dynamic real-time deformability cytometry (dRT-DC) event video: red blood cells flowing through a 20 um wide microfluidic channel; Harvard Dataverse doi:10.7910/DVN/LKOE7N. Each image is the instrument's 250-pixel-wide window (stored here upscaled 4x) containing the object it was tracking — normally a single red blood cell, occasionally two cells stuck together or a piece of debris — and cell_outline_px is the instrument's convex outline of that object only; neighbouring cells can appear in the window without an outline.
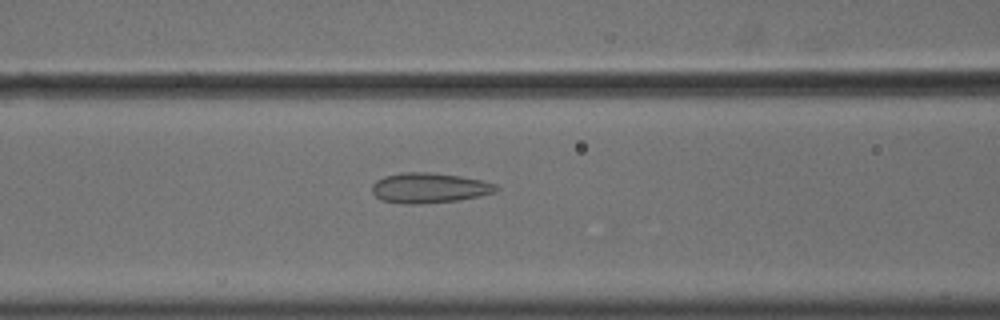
{"species": "common noctule bat (a hibernating species)", "species_latin": "Nyctalus noctula", "temperature_condition": "cold", "stored_images_in_passage": 56, "camera_frame_rate_fps": 3000, "um_per_image_px": 0.085, "animal": {"sex": "male", "body_mass_g": 18.8}, "frame": {"image": 1, "passage_image": 24, "time_ms": 7.667, "image_size_px": [1000, 320], "cell_outline_px": [[500, 188], [496, 192], [480, 196], [460, 200], [420, 204], [400, 204], [380, 200], [372, 192], [372, 184], [376, 180], [384, 176], [404, 172], [428, 172], [460, 176], [480, 180], [496, 184]], "centroid_in_image_um": [36.47, 15.98], "position_along_channel_um": 130.1, "area_um2": 22.02}}
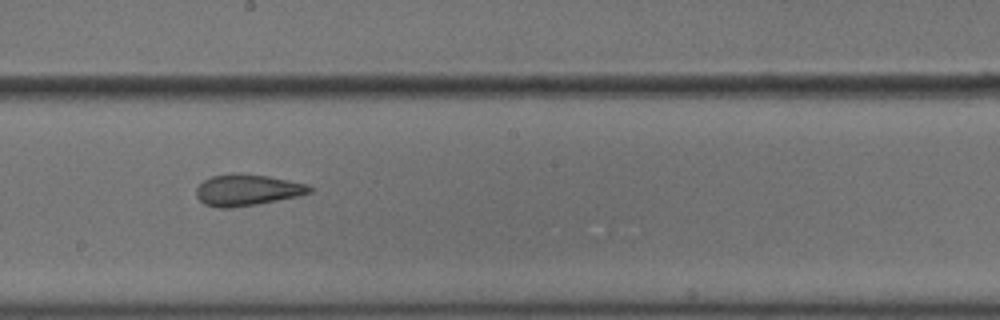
{"frame": {"image": 2, "passage_image": 32, "time_ms": 10.333, "image_size_px": [1000, 320], "cell_outline_px": [[312, 192], [300, 196], [256, 204], [232, 208], [216, 208], [204, 204], [196, 196], [196, 188], [204, 180], [212, 176], [240, 172], [268, 176], [308, 184], [312, 188]], "centroid_in_image_um": [21.01, 16.15], "position_along_channel_um": 227.2, "area_um2": 20.87}}
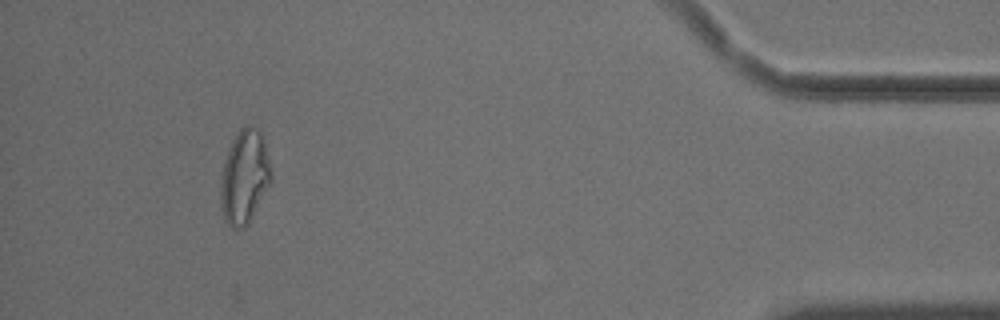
{"frame": {"image": 3, "passage_image": 52, "time_ms": 17.0, "image_size_px": [1000, 320], "cell_outline_px": [[272, 180], [248, 224], [244, 228], [232, 228], [224, 220], [220, 196], [220, 184], [224, 160], [228, 148], [232, 140], [240, 128], [244, 124], [252, 124], [260, 132], [264, 140], [272, 168]], "centroid_in_image_um": [20.79, 15.0], "position_along_channel_um": 414.4, "area_um2": 27.92}, "authors_computed_cell_mechanics": {"area_um2": 24.3627, "velocity_mm_per_s": 3.6343, "shape_relaxation_time_tau1_ms": 7.5706, "shape_relaxation_time_tau2_ms": 1.595, "deformation_change_tau1": 0.1178, "deformation_change_tau2": 0.096}}